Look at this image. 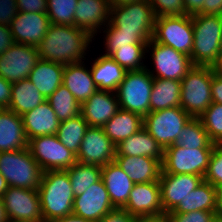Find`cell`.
<instances>
[{
  "instance_id": "680465c9",
  "label": "cell",
  "mask_w": 222,
  "mask_h": 222,
  "mask_svg": "<svg viewBox=\"0 0 222 222\" xmlns=\"http://www.w3.org/2000/svg\"><path fill=\"white\" fill-rule=\"evenodd\" d=\"M8 183L6 179L0 174V197L2 198L4 192L8 189Z\"/></svg>"
},
{
  "instance_id": "44dd1931",
  "label": "cell",
  "mask_w": 222,
  "mask_h": 222,
  "mask_svg": "<svg viewBox=\"0 0 222 222\" xmlns=\"http://www.w3.org/2000/svg\"><path fill=\"white\" fill-rule=\"evenodd\" d=\"M108 0H78L74 13V26L86 30L92 37L102 33L110 19Z\"/></svg>"
},
{
  "instance_id": "7bdbcfd3",
  "label": "cell",
  "mask_w": 222,
  "mask_h": 222,
  "mask_svg": "<svg viewBox=\"0 0 222 222\" xmlns=\"http://www.w3.org/2000/svg\"><path fill=\"white\" fill-rule=\"evenodd\" d=\"M157 17L185 15L184 0H147Z\"/></svg>"
},
{
  "instance_id": "f546056e",
  "label": "cell",
  "mask_w": 222,
  "mask_h": 222,
  "mask_svg": "<svg viewBox=\"0 0 222 222\" xmlns=\"http://www.w3.org/2000/svg\"><path fill=\"white\" fill-rule=\"evenodd\" d=\"M143 128V117L137 113L119 109L103 126L106 136L116 146Z\"/></svg>"
},
{
  "instance_id": "ab89813d",
  "label": "cell",
  "mask_w": 222,
  "mask_h": 222,
  "mask_svg": "<svg viewBox=\"0 0 222 222\" xmlns=\"http://www.w3.org/2000/svg\"><path fill=\"white\" fill-rule=\"evenodd\" d=\"M78 0H47L50 23L74 26V13Z\"/></svg>"
},
{
  "instance_id": "2e32d148",
  "label": "cell",
  "mask_w": 222,
  "mask_h": 222,
  "mask_svg": "<svg viewBox=\"0 0 222 222\" xmlns=\"http://www.w3.org/2000/svg\"><path fill=\"white\" fill-rule=\"evenodd\" d=\"M204 177L193 174H160L159 185L164 216L173 211Z\"/></svg>"
},
{
  "instance_id": "d4e9b609",
  "label": "cell",
  "mask_w": 222,
  "mask_h": 222,
  "mask_svg": "<svg viewBox=\"0 0 222 222\" xmlns=\"http://www.w3.org/2000/svg\"><path fill=\"white\" fill-rule=\"evenodd\" d=\"M114 161L135 184L159 181L162 165L157 159L146 156H115Z\"/></svg>"
},
{
  "instance_id": "836d02e7",
  "label": "cell",
  "mask_w": 222,
  "mask_h": 222,
  "mask_svg": "<svg viewBox=\"0 0 222 222\" xmlns=\"http://www.w3.org/2000/svg\"><path fill=\"white\" fill-rule=\"evenodd\" d=\"M88 128V123L80 114L68 120L61 121L56 135L67 149L77 155Z\"/></svg>"
},
{
  "instance_id": "9a60e30c",
  "label": "cell",
  "mask_w": 222,
  "mask_h": 222,
  "mask_svg": "<svg viewBox=\"0 0 222 222\" xmlns=\"http://www.w3.org/2000/svg\"><path fill=\"white\" fill-rule=\"evenodd\" d=\"M116 146L106 136L103 127H89L76 155L77 162L105 166L113 162Z\"/></svg>"
},
{
  "instance_id": "ee69618b",
  "label": "cell",
  "mask_w": 222,
  "mask_h": 222,
  "mask_svg": "<svg viewBox=\"0 0 222 222\" xmlns=\"http://www.w3.org/2000/svg\"><path fill=\"white\" fill-rule=\"evenodd\" d=\"M215 212L192 211L188 213H168L165 215L167 222H210Z\"/></svg>"
},
{
  "instance_id": "c3c4849f",
  "label": "cell",
  "mask_w": 222,
  "mask_h": 222,
  "mask_svg": "<svg viewBox=\"0 0 222 222\" xmlns=\"http://www.w3.org/2000/svg\"><path fill=\"white\" fill-rule=\"evenodd\" d=\"M12 94V83L0 76V108H9Z\"/></svg>"
},
{
  "instance_id": "30bf717a",
  "label": "cell",
  "mask_w": 222,
  "mask_h": 222,
  "mask_svg": "<svg viewBox=\"0 0 222 222\" xmlns=\"http://www.w3.org/2000/svg\"><path fill=\"white\" fill-rule=\"evenodd\" d=\"M193 23L191 15L157 17L153 40L191 55L193 47Z\"/></svg>"
},
{
  "instance_id": "8fae6325",
  "label": "cell",
  "mask_w": 222,
  "mask_h": 222,
  "mask_svg": "<svg viewBox=\"0 0 222 222\" xmlns=\"http://www.w3.org/2000/svg\"><path fill=\"white\" fill-rule=\"evenodd\" d=\"M146 53H150L149 56H151L152 64H154V70L148 69V66H146L153 78L181 81L194 66L190 56L176 51L172 47L157 43L153 39L148 42Z\"/></svg>"
},
{
  "instance_id": "9f6ffc18",
  "label": "cell",
  "mask_w": 222,
  "mask_h": 222,
  "mask_svg": "<svg viewBox=\"0 0 222 222\" xmlns=\"http://www.w3.org/2000/svg\"><path fill=\"white\" fill-rule=\"evenodd\" d=\"M214 74L222 78V55H220L217 61L212 65Z\"/></svg>"
},
{
  "instance_id": "f907efd6",
  "label": "cell",
  "mask_w": 222,
  "mask_h": 222,
  "mask_svg": "<svg viewBox=\"0 0 222 222\" xmlns=\"http://www.w3.org/2000/svg\"><path fill=\"white\" fill-rule=\"evenodd\" d=\"M197 14L222 15V0H204L203 8Z\"/></svg>"
},
{
  "instance_id": "94428289",
  "label": "cell",
  "mask_w": 222,
  "mask_h": 222,
  "mask_svg": "<svg viewBox=\"0 0 222 222\" xmlns=\"http://www.w3.org/2000/svg\"><path fill=\"white\" fill-rule=\"evenodd\" d=\"M6 219L3 199L0 197V220Z\"/></svg>"
},
{
  "instance_id": "91938a15",
  "label": "cell",
  "mask_w": 222,
  "mask_h": 222,
  "mask_svg": "<svg viewBox=\"0 0 222 222\" xmlns=\"http://www.w3.org/2000/svg\"><path fill=\"white\" fill-rule=\"evenodd\" d=\"M137 1H141V0H108L110 7L119 6L122 4L129 3V2H137Z\"/></svg>"
},
{
  "instance_id": "74e56055",
  "label": "cell",
  "mask_w": 222,
  "mask_h": 222,
  "mask_svg": "<svg viewBox=\"0 0 222 222\" xmlns=\"http://www.w3.org/2000/svg\"><path fill=\"white\" fill-rule=\"evenodd\" d=\"M146 49L147 44H132V47H120L110 57L126 71H138L147 66L143 62L147 55Z\"/></svg>"
},
{
  "instance_id": "52a82bcc",
  "label": "cell",
  "mask_w": 222,
  "mask_h": 222,
  "mask_svg": "<svg viewBox=\"0 0 222 222\" xmlns=\"http://www.w3.org/2000/svg\"><path fill=\"white\" fill-rule=\"evenodd\" d=\"M153 80L146 68L127 71L116 91L120 109L146 116L150 112Z\"/></svg>"
},
{
  "instance_id": "d6986e66",
  "label": "cell",
  "mask_w": 222,
  "mask_h": 222,
  "mask_svg": "<svg viewBox=\"0 0 222 222\" xmlns=\"http://www.w3.org/2000/svg\"><path fill=\"white\" fill-rule=\"evenodd\" d=\"M50 24L47 13L18 12L10 28L15 43L37 47Z\"/></svg>"
},
{
  "instance_id": "83f0119b",
  "label": "cell",
  "mask_w": 222,
  "mask_h": 222,
  "mask_svg": "<svg viewBox=\"0 0 222 222\" xmlns=\"http://www.w3.org/2000/svg\"><path fill=\"white\" fill-rule=\"evenodd\" d=\"M64 65L39 59L28 76L39 92L47 100L62 84Z\"/></svg>"
},
{
  "instance_id": "be15d7a7",
  "label": "cell",
  "mask_w": 222,
  "mask_h": 222,
  "mask_svg": "<svg viewBox=\"0 0 222 222\" xmlns=\"http://www.w3.org/2000/svg\"><path fill=\"white\" fill-rule=\"evenodd\" d=\"M0 222H12V221H10L8 218H6V219H3V220H0Z\"/></svg>"
},
{
  "instance_id": "b9f144b4",
  "label": "cell",
  "mask_w": 222,
  "mask_h": 222,
  "mask_svg": "<svg viewBox=\"0 0 222 222\" xmlns=\"http://www.w3.org/2000/svg\"><path fill=\"white\" fill-rule=\"evenodd\" d=\"M204 181L216 189L222 188V144H214Z\"/></svg>"
},
{
  "instance_id": "5b68a950",
  "label": "cell",
  "mask_w": 222,
  "mask_h": 222,
  "mask_svg": "<svg viewBox=\"0 0 222 222\" xmlns=\"http://www.w3.org/2000/svg\"><path fill=\"white\" fill-rule=\"evenodd\" d=\"M0 174L9 187L38 190L43 171L27 147L0 152Z\"/></svg>"
},
{
  "instance_id": "7dc6e473",
  "label": "cell",
  "mask_w": 222,
  "mask_h": 222,
  "mask_svg": "<svg viewBox=\"0 0 222 222\" xmlns=\"http://www.w3.org/2000/svg\"><path fill=\"white\" fill-rule=\"evenodd\" d=\"M136 217L124 208H114L107 213L99 222H135Z\"/></svg>"
},
{
  "instance_id": "484cf974",
  "label": "cell",
  "mask_w": 222,
  "mask_h": 222,
  "mask_svg": "<svg viewBox=\"0 0 222 222\" xmlns=\"http://www.w3.org/2000/svg\"><path fill=\"white\" fill-rule=\"evenodd\" d=\"M84 62L65 65L62 84L68 88L74 98L81 105L98 90L93 81L90 68H86Z\"/></svg>"
},
{
  "instance_id": "8992f818",
  "label": "cell",
  "mask_w": 222,
  "mask_h": 222,
  "mask_svg": "<svg viewBox=\"0 0 222 222\" xmlns=\"http://www.w3.org/2000/svg\"><path fill=\"white\" fill-rule=\"evenodd\" d=\"M155 20L153 8L147 0L113 6L110 10L109 23L118 34L153 36Z\"/></svg>"
},
{
  "instance_id": "f35d334b",
  "label": "cell",
  "mask_w": 222,
  "mask_h": 222,
  "mask_svg": "<svg viewBox=\"0 0 222 222\" xmlns=\"http://www.w3.org/2000/svg\"><path fill=\"white\" fill-rule=\"evenodd\" d=\"M104 29V30H103ZM102 29L105 36L104 47L106 52L102 54L104 56H110L113 52L118 50L120 47H132V44H148L153 36H133L126 34H118V30L113 27L110 23L104 26Z\"/></svg>"
},
{
  "instance_id": "ac0fdd59",
  "label": "cell",
  "mask_w": 222,
  "mask_h": 222,
  "mask_svg": "<svg viewBox=\"0 0 222 222\" xmlns=\"http://www.w3.org/2000/svg\"><path fill=\"white\" fill-rule=\"evenodd\" d=\"M114 209L102 179L88 187L81 195L75 196L73 214L99 222Z\"/></svg>"
},
{
  "instance_id": "7a4b0ae2",
  "label": "cell",
  "mask_w": 222,
  "mask_h": 222,
  "mask_svg": "<svg viewBox=\"0 0 222 222\" xmlns=\"http://www.w3.org/2000/svg\"><path fill=\"white\" fill-rule=\"evenodd\" d=\"M43 222L73 214L74 191L66 170H49L42 174L37 190Z\"/></svg>"
},
{
  "instance_id": "6f0895ef",
  "label": "cell",
  "mask_w": 222,
  "mask_h": 222,
  "mask_svg": "<svg viewBox=\"0 0 222 222\" xmlns=\"http://www.w3.org/2000/svg\"><path fill=\"white\" fill-rule=\"evenodd\" d=\"M135 222H167L165 216L152 218H137Z\"/></svg>"
},
{
  "instance_id": "db71d44e",
  "label": "cell",
  "mask_w": 222,
  "mask_h": 222,
  "mask_svg": "<svg viewBox=\"0 0 222 222\" xmlns=\"http://www.w3.org/2000/svg\"><path fill=\"white\" fill-rule=\"evenodd\" d=\"M50 222H94V221L71 214V215H67L58 219H54Z\"/></svg>"
},
{
  "instance_id": "816d5d0a",
  "label": "cell",
  "mask_w": 222,
  "mask_h": 222,
  "mask_svg": "<svg viewBox=\"0 0 222 222\" xmlns=\"http://www.w3.org/2000/svg\"><path fill=\"white\" fill-rule=\"evenodd\" d=\"M211 96L213 103L222 104V78L214 74L211 82Z\"/></svg>"
},
{
  "instance_id": "1f68e13d",
  "label": "cell",
  "mask_w": 222,
  "mask_h": 222,
  "mask_svg": "<svg viewBox=\"0 0 222 222\" xmlns=\"http://www.w3.org/2000/svg\"><path fill=\"white\" fill-rule=\"evenodd\" d=\"M46 101L45 97L28 79L12 83V94L9 110L18 115L35 109Z\"/></svg>"
},
{
  "instance_id": "9c48e42d",
  "label": "cell",
  "mask_w": 222,
  "mask_h": 222,
  "mask_svg": "<svg viewBox=\"0 0 222 222\" xmlns=\"http://www.w3.org/2000/svg\"><path fill=\"white\" fill-rule=\"evenodd\" d=\"M213 148L186 149L173 144L164 149L161 174H193L204 177Z\"/></svg>"
},
{
  "instance_id": "11a10c76",
  "label": "cell",
  "mask_w": 222,
  "mask_h": 222,
  "mask_svg": "<svg viewBox=\"0 0 222 222\" xmlns=\"http://www.w3.org/2000/svg\"><path fill=\"white\" fill-rule=\"evenodd\" d=\"M215 215L222 218V188L217 189L216 192V207Z\"/></svg>"
},
{
  "instance_id": "d6a6232c",
  "label": "cell",
  "mask_w": 222,
  "mask_h": 222,
  "mask_svg": "<svg viewBox=\"0 0 222 222\" xmlns=\"http://www.w3.org/2000/svg\"><path fill=\"white\" fill-rule=\"evenodd\" d=\"M217 189L206 181L200 186L188 193L187 197L169 213H188L192 211H210L214 212L216 207Z\"/></svg>"
},
{
  "instance_id": "6da1fadb",
  "label": "cell",
  "mask_w": 222,
  "mask_h": 222,
  "mask_svg": "<svg viewBox=\"0 0 222 222\" xmlns=\"http://www.w3.org/2000/svg\"><path fill=\"white\" fill-rule=\"evenodd\" d=\"M95 39L86 30L71 25L50 24L37 50L39 59L62 65L84 62ZM87 50V51H86Z\"/></svg>"
},
{
  "instance_id": "3957f363",
  "label": "cell",
  "mask_w": 222,
  "mask_h": 222,
  "mask_svg": "<svg viewBox=\"0 0 222 222\" xmlns=\"http://www.w3.org/2000/svg\"><path fill=\"white\" fill-rule=\"evenodd\" d=\"M193 47L190 59L193 65L212 66L220 56L222 15L194 14Z\"/></svg>"
},
{
  "instance_id": "603a6c76",
  "label": "cell",
  "mask_w": 222,
  "mask_h": 222,
  "mask_svg": "<svg viewBox=\"0 0 222 222\" xmlns=\"http://www.w3.org/2000/svg\"><path fill=\"white\" fill-rule=\"evenodd\" d=\"M101 179L114 208H124L135 183L115 161L102 166Z\"/></svg>"
},
{
  "instance_id": "f6af8a7d",
  "label": "cell",
  "mask_w": 222,
  "mask_h": 222,
  "mask_svg": "<svg viewBox=\"0 0 222 222\" xmlns=\"http://www.w3.org/2000/svg\"><path fill=\"white\" fill-rule=\"evenodd\" d=\"M16 0H0V24L10 26L18 13Z\"/></svg>"
},
{
  "instance_id": "4fadbf2b",
  "label": "cell",
  "mask_w": 222,
  "mask_h": 222,
  "mask_svg": "<svg viewBox=\"0 0 222 222\" xmlns=\"http://www.w3.org/2000/svg\"><path fill=\"white\" fill-rule=\"evenodd\" d=\"M5 215L12 222H43L37 190L8 187L2 197Z\"/></svg>"
},
{
  "instance_id": "7c38bea8",
  "label": "cell",
  "mask_w": 222,
  "mask_h": 222,
  "mask_svg": "<svg viewBox=\"0 0 222 222\" xmlns=\"http://www.w3.org/2000/svg\"><path fill=\"white\" fill-rule=\"evenodd\" d=\"M28 148L43 172L67 170L77 162L76 154L67 149L56 134L34 137L28 141Z\"/></svg>"
},
{
  "instance_id": "5bb4252c",
  "label": "cell",
  "mask_w": 222,
  "mask_h": 222,
  "mask_svg": "<svg viewBox=\"0 0 222 222\" xmlns=\"http://www.w3.org/2000/svg\"><path fill=\"white\" fill-rule=\"evenodd\" d=\"M38 60L37 47L14 43L0 55V76L11 83L28 79Z\"/></svg>"
},
{
  "instance_id": "bcb514c9",
  "label": "cell",
  "mask_w": 222,
  "mask_h": 222,
  "mask_svg": "<svg viewBox=\"0 0 222 222\" xmlns=\"http://www.w3.org/2000/svg\"><path fill=\"white\" fill-rule=\"evenodd\" d=\"M19 12L47 13V0H16Z\"/></svg>"
},
{
  "instance_id": "7402d4cb",
  "label": "cell",
  "mask_w": 222,
  "mask_h": 222,
  "mask_svg": "<svg viewBox=\"0 0 222 222\" xmlns=\"http://www.w3.org/2000/svg\"><path fill=\"white\" fill-rule=\"evenodd\" d=\"M21 116L28 141L37 136L57 134L60 121L47 100Z\"/></svg>"
},
{
  "instance_id": "4dcf8cb0",
  "label": "cell",
  "mask_w": 222,
  "mask_h": 222,
  "mask_svg": "<svg viewBox=\"0 0 222 222\" xmlns=\"http://www.w3.org/2000/svg\"><path fill=\"white\" fill-rule=\"evenodd\" d=\"M181 81L154 78L151 89L150 112L180 107Z\"/></svg>"
},
{
  "instance_id": "681fc988",
  "label": "cell",
  "mask_w": 222,
  "mask_h": 222,
  "mask_svg": "<svg viewBox=\"0 0 222 222\" xmlns=\"http://www.w3.org/2000/svg\"><path fill=\"white\" fill-rule=\"evenodd\" d=\"M15 43L10 26L0 24V55Z\"/></svg>"
},
{
  "instance_id": "4316f807",
  "label": "cell",
  "mask_w": 222,
  "mask_h": 222,
  "mask_svg": "<svg viewBox=\"0 0 222 222\" xmlns=\"http://www.w3.org/2000/svg\"><path fill=\"white\" fill-rule=\"evenodd\" d=\"M163 154V148L144 128L116 145V156H146L162 164Z\"/></svg>"
},
{
  "instance_id": "d590c367",
  "label": "cell",
  "mask_w": 222,
  "mask_h": 222,
  "mask_svg": "<svg viewBox=\"0 0 222 222\" xmlns=\"http://www.w3.org/2000/svg\"><path fill=\"white\" fill-rule=\"evenodd\" d=\"M66 171L72 184L74 196H78L101 179L102 167L94 164L76 162Z\"/></svg>"
},
{
  "instance_id": "6125c7cd",
  "label": "cell",
  "mask_w": 222,
  "mask_h": 222,
  "mask_svg": "<svg viewBox=\"0 0 222 222\" xmlns=\"http://www.w3.org/2000/svg\"><path fill=\"white\" fill-rule=\"evenodd\" d=\"M210 222H222V218L215 215Z\"/></svg>"
},
{
  "instance_id": "f1b7e54d",
  "label": "cell",
  "mask_w": 222,
  "mask_h": 222,
  "mask_svg": "<svg viewBox=\"0 0 222 222\" xmlns=\"http://www.w3.org/2000/svg\"><path fill=\"white\" fill-rule=\"evenodd\" d=\"M93 59L94 63H92L90 71L98 90L116 92L127 71L110 56L101 54Z\"/></svg>"
},
{
  "instance_id": "cb8c5ba5",
  "label": "cell",
  "mask_w": 222,
  "mask_h": 222,
  "mask_svg": "<svg viewBox=\"0 0 222 222\" xmlns=\"http://www.w3.org/2000/svg\"><path fill=\"white\" fill-rule=\"evenodd\" d=\"M28 147L22 116L4 108L0 110V152Z\"/></svg>"
},
{
  "instance_id": "277c9868",
  "label": "cell",
  "mask_w": 222,
  "mask_h": 222,
  "mask_svg": "<svg viewBox=\"0 0 222 222\" xmlns=\"http://www.w3.org/2000/svg\"><path fill=\"white\" fill-rule=\"evenodd\" d=\"M212 77V66L194 65L181 80L180 107L193 118H199L213 103Z\"/></svg>"
},
{
  "instance_id": "8d00e7d4",
  "label": "cell",
  "mask_w": 222,
  "mask_h": 222,
  "mask_svg": "<svg viewBox=\"0 0 222 222\" xmlns=\"http://www.w3.org/2000/svg\"><path fill=\"white\" fill-rule=\"evenodd\" d=\"M47 101L60 122L80 115L81 105L63 84L48 97Z\"/></svg>"
},
{
  "instance_id": "ffe728a7",
  "label": "cell",
  "mask_w": 222,
  "mask_h": 222,
  "mask_svg": "<svg viewBox=\"0 0 222 222\" xmlns=\"http://www.w3.org/2000/svg\"><path fill=\"white\" fill-rule=\"evenodd\" d=\"M119 109L116 92L97 90L81 104L80 114L89 127H103Z\"/></svg>"
},
{
  "instance_id": "f5cc1de1",
  "label": "cell",
  "mask_w": 222,
  "mask_h": 222,
  "mask_svg": "<svg viewBox=\"0 0 222 222\" xmlns=\"http://www.w3.org/2000/svg\"><path fill=\"white\" fill-rule=\"evenodd\" d=\"M204 0H184L185 15L197 14L203 8Z\"/></svg>"
},
{
  "instance_id": "ba28073f",
  "label": "cell",
  "mask_w": 222,
  "mask_h": 222,
  "mask_svg": "<svg viewBox=\"0 0 222 222\" xmlns=\"http://www.w3.org/2000/svg\"><path fill=\"white\" fill-rule=\"evenodd\" d=\"M192 117L181 107L149 112L143 117V128L164 149L176 143L178 135Z\"/></svg>"
},
{
  "instance_id": "60d3db41",
  "label": "cell",
  "mask_w": 222,
  "mask_h": 222,
  "mask_svg": "<svg viewBox=\"0 0 222 222\" xmlns=\"http://www.w3.org/2000/svg\"><path fill=\"white\" fill-rule=\"evenodd\" d=\"M214 144H222V104L212 103L199 117Z\"/></svg>"
},
{
  "instance_id": "e0dca14e",
  "label": "cell",
  "mask_w": 222,
  "mask_h": 222,
  "mask_svg": "<svg viewBox=\"0 0 222 222\" xmlns=\"http://www.w3.org/2000/svg\"><path fill=\"white\" fill-rule=\"evenodd\" d=\"M124 209L136 218L164 216L159 182L134 184Z\"/></svg>"
},
{
  "instance_id": "e575fe53",
  "label": "cell",
  "mask_w": 222,
  "mask_h": 222,
  "mask_svg": "<svg viewBox=\"0 0 222 222\" xmlns=\"http://www.w3.org/2000/svg\"><path fill=\"white\" fill-rule=\"evenodd\" d=\"M175 144L186 149L214 147V143L210 140L200 118L193 117L183 127Z\"/></svg>"
},
{
  "instance_id": "e7e4bbea",
  "label": "cell",
  "mask_w": 222,
  "mask_h": 222,
  "mask_svg": "<svg viewBox=\"0 0 222 222\" xmlns=\"http://www.w3.org/2000/svg\"><path fill=\"white\" fill-rule=\"evenodd\" d=\"M220 55H222V39H221V43H220Z\"/></svg>"
}]
</instances>
